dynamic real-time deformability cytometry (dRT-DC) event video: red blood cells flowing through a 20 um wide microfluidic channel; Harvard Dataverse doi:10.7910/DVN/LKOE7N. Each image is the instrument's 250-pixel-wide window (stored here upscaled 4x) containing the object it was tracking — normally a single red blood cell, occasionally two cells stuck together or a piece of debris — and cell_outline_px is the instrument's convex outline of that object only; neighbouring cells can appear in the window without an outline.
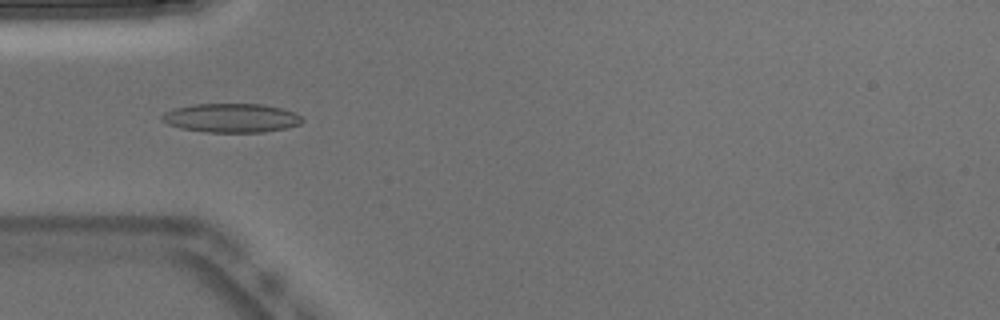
{"species": "Egyptian fruit bat (a non-hibernating species)", "species_latin": "Rousettus aegyptiacus", "temperature_condition": "warm", "stored_images_in_passage": 49, "camera_frame_rate_fps": 3000, "um_per_image_px": 0.085, "animal": {"sex": "male"}, "frame": {"image": 1, "passage_image": 14, "time_ms": 4.333, "image_size_px": [1000, 320], "cell_outline_px": [[304, 120], [300, 124], [284, 128], [264, 132], [208, 132], [180, 128], [168, 124], [160, 120], [160, 116], [164, 112], [176, 108], [196, 104], [260, 104], [280, 108], [296, 112]], "centroid_in_image_um": [19.65, 10.03], "position_along_channel_um": 65.4, "area_um2": 23.58}}
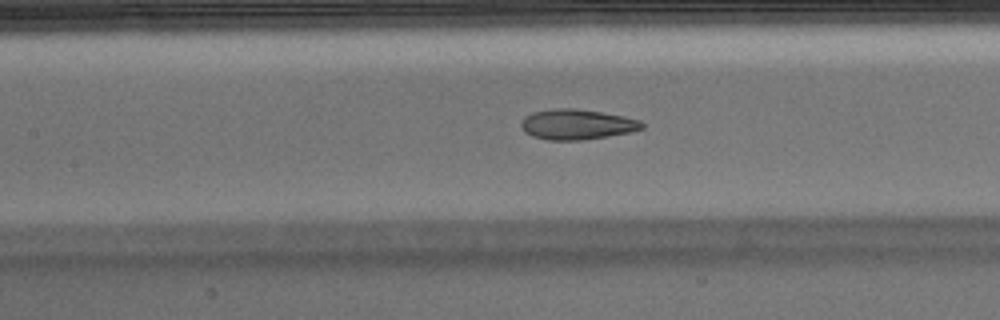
{"frame": {"image": 2, "passage_image": 21, "time_ms": 6.667, "image_size_px": [1000, 320], "cell_outline_px": [[644, 128], [632, 132], [608, 136], [580, 140], [548, 140], [532, 136], [524, 132], [520, 124], [520, 120], [524, 116], [532, 112], [552, 108], [576, 108], [624, 116], [640, 120], [644, 124]], "centroid_in_image_um": [49.01, 10.57], "position_along_channel_um": 158.4, "area_um2": 21.56}}
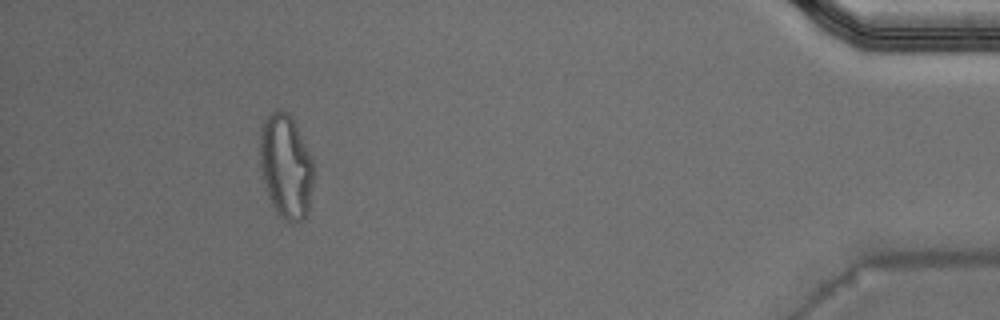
{"frame": {"image": 3, "passage_image": 45, "time_ms": 14.667, "image_size_px": [1000, 320], "cell_outline_px": [[312, 184], [308, 208], [304, 220], [292, 224], [284, 220], [276, 212], [264, 188], [260, 168], [260, 128], [264, 120], [276, 108], [288, 112], [312, 156]], "centroid_in_image_um": [24.27, 14.16], "position_along_channel_um": 410.9, "area_um2": 32.66}, "authors_computed_cell_mechanics": {"area_um2": 21.675, "velocity_mm_per_s": 3.9287, "shape_relaxation_time_tau1_ms": null, "shape_relaxation_time_tau2_ms": 1.5373, "deformation_change_tau1": null, "deformation_change_tau2": 0.0825}}